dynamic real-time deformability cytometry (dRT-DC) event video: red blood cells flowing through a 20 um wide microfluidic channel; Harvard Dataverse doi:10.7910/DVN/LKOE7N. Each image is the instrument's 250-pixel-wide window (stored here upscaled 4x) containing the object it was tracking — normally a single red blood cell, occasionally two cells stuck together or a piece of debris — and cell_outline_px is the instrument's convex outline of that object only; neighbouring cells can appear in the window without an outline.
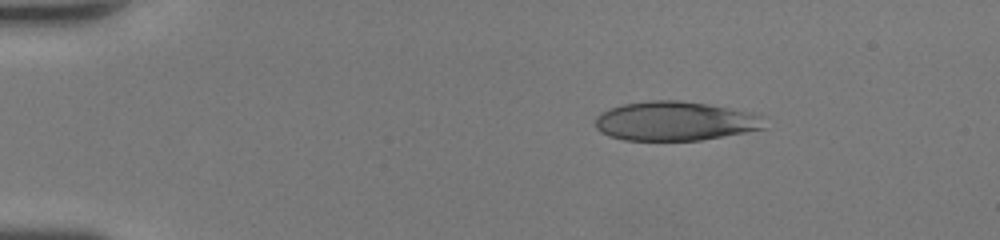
{"species": "human", "species_latin": "Homo sapiens", "temperature_condition": "room temperature", "stored_images_in_passage": 41, "camera_frame_rate_fps": 3000, "um_per_image_px": 0.085, "donor": {"sex": "female"}, "frame": {"image": 1, "passage_image": 1, "time_ms": 0.0, "image_size_px": [1000, 240], "cell_outline_px": [[768, 128], [700, 140], [624, 140], [608, 136], [600, 132], [596, 128], [596, 116], [600, 112], [608, 108], [624, 104], [648, 100], [680, 100], [708, 104], [752, 112], [760, 116]], "centroid_in_image_um": [57.36, 10.29], "position_along_channel_um": 27.6, "area_um2": 38.84}}
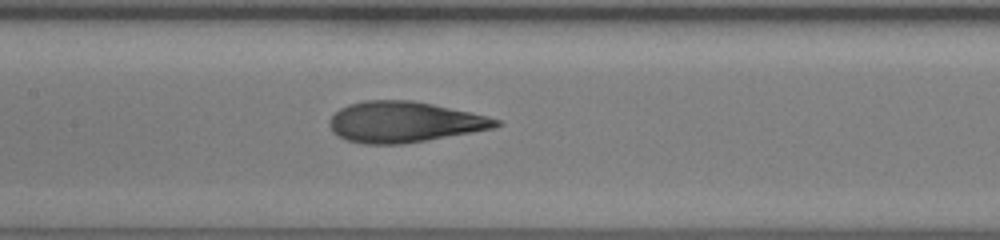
{"frame": {"image": 2, "passage_image": 17, "time_ms": 5.333, "image_size_px": [1000, 240], "cell_outline_px": [[504, 124], [496, 128], [404, 144], [364, 144], [348, 140], [336, 136], [332, 132], [328, 124], [328, 120], [340, 108], [348, 104], [364, 100], [412, 100], [432, 104], [488, 116], [500, 120]], "centroid_in_image_um": [34.35, 10.37], "position_along_channel_um": 173.1, "area_um2": 39.77}}
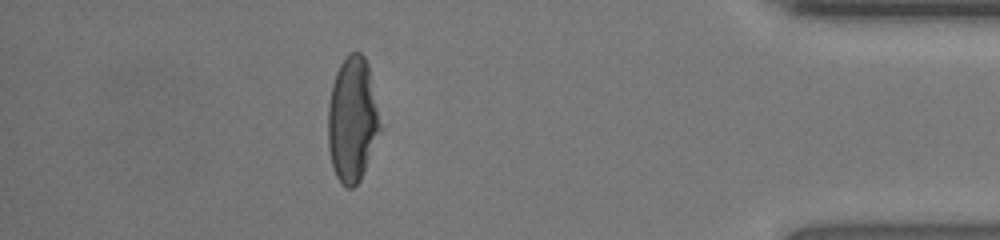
{"frame": {"image": 3, "passage_image": 36, "time_ms": 11.667, "image_size_px": [1000, 240], "cell_outline_px": [[384, 128], [360, 180], [352, 188], [344, 188], [336, 176], [332, 164], [328, 148], [328, 104], [332, 84], [336, 72], [340, 64], [348, 52], [360, 52], [364, 56], [368, 64]], "centroid_in_image_um": [29.99, 10.16], "position_along_channel_um": 405.2, "area_um2": 38.96}, "authors_computed_cell_mechanics": {"area_um2": 39.0728, "velocity_mm_per_s": 4.2942, "shape_relaxation_time_tau1_ms": 5.5967, "shape_relaxation_time_tau2_ms": 0.967, "deformation_change_tau1": 0.2437, "deformation_change_tau2": 0.0961}}